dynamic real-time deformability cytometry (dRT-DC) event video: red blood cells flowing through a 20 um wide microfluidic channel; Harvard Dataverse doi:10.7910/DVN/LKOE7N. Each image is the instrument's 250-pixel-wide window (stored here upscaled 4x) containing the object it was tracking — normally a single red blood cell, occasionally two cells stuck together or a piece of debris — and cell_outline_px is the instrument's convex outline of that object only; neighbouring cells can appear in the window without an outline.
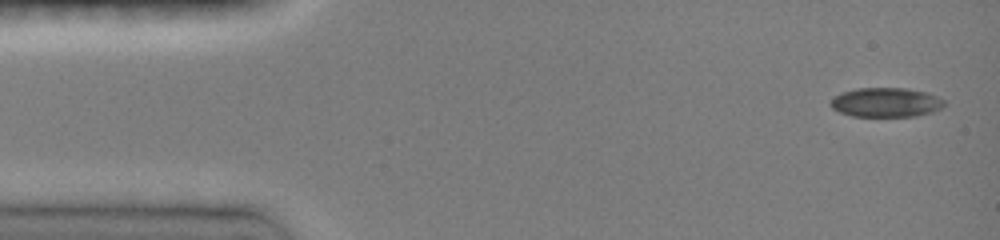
{"species": "common noctule bat (a hibernating species)", "species_latin": "Nyctalus noctula", "temperature_condition": "room temperature", "stored_images_in_passage": 10, "camera_frame_rate_fps": 3000, "um_per_image_px": 0.085, "animal": {"sex": "female", "body_mass_g": 19.0, "forearm_length_mm": 51.5}, "frame": {"image": 1, "passage_image": 1, "time_ms": 0.0, "image_size_px": [1000, 240], "cell_outline_px": [[944, 104], [940, 108], [932, 112], [916, 116], [852, 116], [840, 112], [832, 108], [828, 104], [832, 96], [840, 92], [856, 88], [904, 88], [924, 92], [936, 96], [944, 100]], "centroid_in_image_um": [75.23, 8.7], "position_along_channel_um": 9.8, "area_um2": 19.48}}
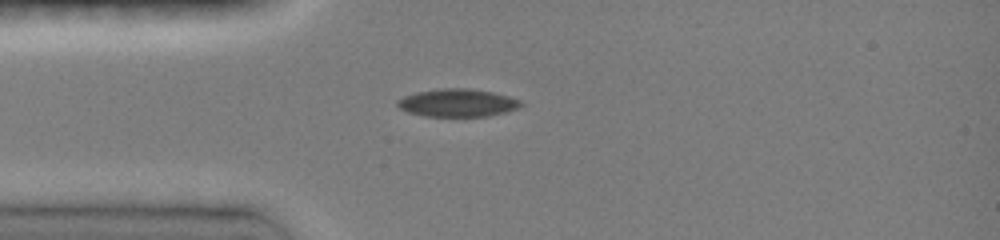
{"frame": {"image": 2, "passage_image": 5, "time_ms": 3.333, "image_size_px": [1000, 240], "cell_outline_px": [[524, 104], [508, 112], [488, 116], [424, 116], [408, 112], [400, 108], [396, 104], [396, 100], [404, 96], [416, 92], [440, 88], [468, 88], [492, 92], [508, 96], [520, 100]], "centroid_in_image_um": [38.88, 8.74], "position_along_channel_um": 46.1, "area_um2": 20.06}}
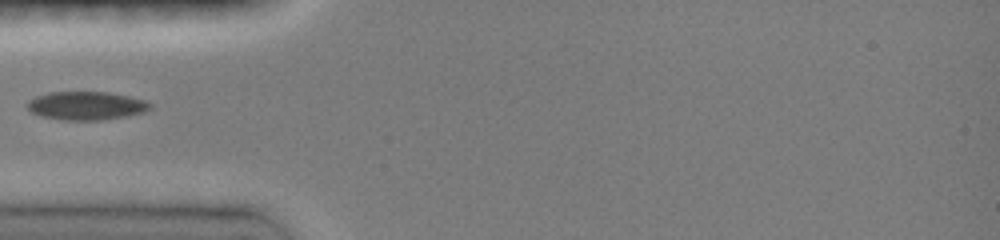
{"frame": {"image": 3, "passage_image": 6, "time_ms": 4.333, "image_size_px": [1000, 240], "cell_outline_px": [[152, 108], [144, 112], [124, 116], [100, 120], [60, 120], [40, 116], [32, 112], [28, 108], [28, 100], [36, 96], [48, 92], [108, 92], [128, 96], [144, 100], [152, 104]], "centroid_in_image_um": [7.32, 8.98], "position_along_channel_um": 77.7, "area_um2": 20.29}}